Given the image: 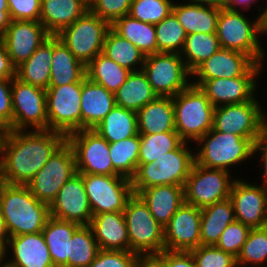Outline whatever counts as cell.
<instances>
[{
  "instance_id": "cell-35",
  "label": "cell",
  "mask_w": 267,
  "mask_h": 267,
  "mask_svg": "<svg viewBox=\"0 0 267 267\" xmlns=\"http://www.w3.org/2000/svg\"><path fill=\"white\" fill-rule=\"evenodd\" d=\"M111 29L120 37L129 40L145 55L158 53L153 24L144 23L127 14L116 19L111 24Z\"/></svg>"
},
{
  "instance_id": "cell-46",
  "label": "cell",
  "mask_w": 267,
  "mask_h": 267,
  "mask_svg": "<svg viewBox=\"0 0 267 267\" xmlns=\"http://www.w3.org/2000/svg\"><path fill=\"white\" fill-rule=\"evenodd\" d=\"M189 252L197 267H237L236 257L214 245H200Z\"/></svg>"
},
{
  "instance_id": "cell-38",
  "label": "cell",
  "mask_w": 267,
  "mask_h": 267,
  "mask_svg": "<svg viewBox=\"0 0 267 267\" xmlns=\"http://www.w3.org/2000/svg\"><path fill=\"white\" fill-rule=\"evenodd\" d=\"M131 73L104 54H98L86 65V77L108 91L115 93Z\"/></svg>"
},
{
  "instance_id": "cell-18",
  "label": "cell",
  "mask_w": 267,
  "mask_h": 267,
  "mask_svg": "<svg viewBox=\"0 0 267 267\" xmlns=\"http://www.w3.org/2000/svg\"><path fill=\"white\" fill-rule=\"evenodd\" d=\"M201 209L184 202L164 227V250L189 252L201 245Z\"/></svg>"
},
{
  "instance_id": "cell-21",
  "label": "cell",
  "mask_w": 267,
  "mask_h": 267,
  "mask_svg": "<svg viewBox=\"0 0 267 267\" xmlns=\"http://www.w3.org/2000/svg\"><path fill=\"white\" fill-rule=\"evenodd\" d=\"M50 36L40 21L11 20L0 40L5 44L12 64L18 67Z\"/></svg>"
},
{
  "instance_id": "cell-47",
  "label": "cell",
  "mask_w": 267,
  "mask_h": 267,
  "mask_svg": "<svg viewBox=\"0 0 267 267\" xmlns=\"http://www.w3.org/2000/svg\"><path fill=\"white\" fill-rule=\"evenodd\" d=\"M250 231L251 228L235 220L224 229L214 246L237 258Z\"/></svg>"
},
{
  "instance_id": "cell-1",
  "label": "cell",
  "mask_w": 267,
  "mask_h": 267,
  "mask_svg": "<svg viewBox=\"0 0 267 267\" xmlns=\"http://www.w3.org/2000/svg\"><path fill=\"white\" fill-rule=\"evenodd\" d=\"M65 141L57 131H5L0 142L1 182L27 185Z\"/></svg>"
},
{
  "instance_id": "cell-5",
  "label": "cell",
  "mask_w": 267,
  "mask_h": 267,
  "mask_svg": "<svg viewBox=\"0 0 267 267\" xmlns=\"http://www.w3.org/2000/svg\"><path fill=\"white\" fill-rule=\"evenodd\" d=\"M257 139L243 138L211 128L196 143L195 163L207 168L223 169L231 172L230 167L252 158ZM198 151V152H197Z\"/></svg>"
},
{
  "instance_id": "cell-29",
  "label": "cell",
  "mask_w": 267,
  "mask_h": 267,
  "mask_svg": "<svg viewBox=\"0 0 267 267\" xmlns=\"http://www.w3.org/2000/svg\"><path fill=\"white\" fill-rule=\"evenodd\" d=\"M49 86H62L82 81L86 66L80 62L63 41L52 36V63Z\"/></svg>"
},
{
  "instance_id": "cell-25",
  "label": "cell",
  "mask_w": 267,
  "mask_h": 267,
  "mask_svg": "<svg viewBox=\"0 0 267 267\" xmlns=\"http://www.w3.org/2000/svg\"><path fill=\"white\" fill-rule=\"evenodd\" d=\"M115 106L114 93L87 77L82 80L81 130L95 129Z\"/></svg>"
},
{
  "instance_id": "cell-13",
  "label": "cell",
  "mask_w": 267,
  "mask_h": 267,
  "mask_svg": "<svg viewBox=\"0 0 267 267\" xmlns=\"http://www.w3.org/2000/svg\"><path fill=\"white\" fill-rule=\"evenodd\" d=\"M82 81L46 89L48 130L65 136L81 130Z\"/></svg>"
},
{
  "instance_id": "cell-20",
  "label": "cell",
  "mask_w": 267,
  "mask_h": 267,
  "mask_svg": "<svg viewBox=\"0 0 267 267\" xmlns=\"http://www.w3.org/2000/svg\"><path fill=\"white\" fill-rule=\"evenodd\" d=\"M49 209L54 218L80 225L90 224L92 211L80 173L77 172L63 185Z\"/></svg>"
},
{
  "instance_id": "cell-39",
  "label": "cell",
  "mask_w": 267,
  "mask_h": 267,
  "mask_svg": "<svg viewBox=\"0 0 267 267\" xmlns=\"http://www.w3.org/2000/svg\"><path fill=\"white\" fill-rule=\"evenodd\" d=\"M221 48L216 33L188 34L180 56L192 73L201 63Z\"/></svg>"
},
{
  "instance_id": "cell-42",
  "label": "cell",
  "mask_w": 267,
  "mask_h": 267,
  "mask_svg": "<svg viewBox=\"0 0 267 267\" xmlns=\"http://www.w3.org/2000/svg\"><path fill=\"white\" fill-rule=\"evenodd\" d=\"M183 142L177 132L140 135L139 164L153 163Z\"/></svg>"
},
{
  "instance_id": "cell-32",
  "label": "cell",
  "mask_w": 267,
  "mask_h": 267,
  "mask_svg": "<svg viewBox=\"0 0 267 267\" xmlns=\"http://www.w3.org/2000/svg\"><path fill=\"white\" fill-rule=\"evenodd\" d=\"M52 63V35L18 67L16 78L20 81L46 90L49 87Z\"/></svg>"
},
{
  "instance_id": "cell-22",
  "label": "cell",
  "mask_w": 267,
  "mask_h": 267,
  "mask_svg": "<svg viewBox=\"0 0 267 267\" xmlns=\"http://www.w3.org/2000/svg\"><path fill=\"white\" fill-rule=\"evenodd\" d=\"M7 248L12 256L5 267H55L42 232L11 236Z\"/></svg>"
},
{
  "instance_id": "cell-8",
  "label": "cell",
  "mask_w": 267,
  "mask_h": 267,
  "mask_svg": "<svg viewBox=\"0 0 267 267\" xmlns=\"http://www.w3.org/2000/svg\"><path fill=\"white\" fill-rule=\"evenodd\" d=\"M111 24L89 9L73 24L56 36L85 66L103 51V45Z\"/></svg>"
},
{
  "instance_id": "cell-2",
  "label": "cell",
  "mask_w": 267,
  "mask_h": 267,
  "mask_svg": "<svg viewBox=\"0 0 267 267\" xmlns=\"http://www.w3.org/2000/svg\"><path fill=\"white\" fill-rule=\"evenodd\" d=\"M0 212L11 236L42 232L49 204L39 201L26 185L0 183Z\"/></svg>"
},
{
  "instance_id": "cell-48",
  "label": "cell",
  "mask_w": 267,
  "mask_h": 267,
  "mask_svg": "<svg viewBox=\"0 0 267 267\" xmlns=\"http://www.w3.org/2000/svg\"><path fill=\"white\" fill-rule=\"evenodd\" d=\"M133 0H92L89 10L112 24L116 19L129 14Z\"/></svg>"
},
{
  "instance_id": "cell-36",
  "label": "cell",
  "mask_w": 267,
  "mask_h": 267,
  "mask_svg": "<svg viewBox=\"0 0 267 267\" xmlns=\"http://www.w3.org/2000/svg\"><path fill=\"white\" fill-rule=\"evenodd\" d=\"M108 143H114L138 134L137 112L115 106L93 129Z\"/></svg>"
},
{
  "instance_id": "cell-56",
  "label": "cell",
  "mask_w": 267,
  "mask_h": 267,
  "mask_svg": "<svg viewBox=\"0 0 267 267\" xmlns=\"http://www.w3.org/2000/svg\"><path fill=\"white\" fill-rule=\"evenodd\" d=\"M10 22L8 9H0V39L5 35Z\"/></svg>"
},
{
  "instance_id": "cell-9",
  "label": "cell",
  "mask_w": 267,
  "mask_h": 267,
  "mask_svg": "<svg viewBox=\"0 0 267 267\" xmlns=\"http://www.w3.org/2000/svg\"><path fill=\"white\" fill-rule=\"evenodd\" d=\"M223 169L207 168L194 163L184 185V202L203 209L229 198L237 179Z\"/></svg>"
},
{
  "instance_id": "cell-58",
  "label": "cell",
  "mask_w": 267,
  "mask_h": 267,
  "mask_svg": "<svg viewBox=\"0 0 267 267\" xmlns=\"http://www.w3.org/2000/svg\"><path fill=\"white\" fill-rule=\"evenodd\" d=\"M8 238L9 237H0V267H5L7 261L6 258L8 257Z\"/></svg>"
},
{
  "instance_id": "cell-30",
  "label": "cell",
  "mask_w": 267,
  "mask_h": 267,
  "mask_svg": "<svg viewBox=\"0 0 267 267\" xmlns=\"http://www.w3.org/2000/svg\"><path fill=\"white\" fill-rule=\"evenodd\" d=\"M172 12L186 34L216 33L220 8L194 3H173Z\"/></svg>"
},
{
  "instance_id": "cell-40",
  "label": "cell",
  "mask_w": 267,
  "mask_h": 267,
  "mask_svg": "<svg viewBox=\"0 0 267 267\" xmlns=\"http://www.w3.org/2000/svg\"><path fill=\"white\" fill-rule=\"evenodd\" d=\"M113 169L121 176L131 179L139 164L140 134L109 143Z\"/></svg>"
},
{
  "instance_id": "cell-60",
  "label": "cell",
  "mask_w": 267,
  "mask_h": 267,
  "mask_svg": "<svg viewBox=\"0 0 267 267\" xmlns=\"http://www.w3.org/2000/svg\"><path fill=\"white\" fill-rule=\"evenodd\" d=\"M0 237H9L5 221L3 216L1 215V212H0Z\"/></svg>"
},
{
  "instance_id": "cell-26",
  "label": "cell",
  "mask_w": 267,
  "mask_h": 267,
  "mask_svg": "<svg viewBox=\"0 0 267 267\" xmlns=\"http://www.w3.org/2000/svg\"><path fill=\"white\" fill-rule=\"evenodd\" d=\"M148 205L155 220L165 227L184 203V186L155 185L138 194Z\"/></svg>"
},
{
  "instance_id": "cell-55",
  "label": "cell",
  "mask_w": 267,
  "mask_h": 267,
  "mask_svg": "<svg viewBox=\"0 0 267 267\" xmlns=\"http://www.w3.org/2000/svg\"><path fill=\"white\" fill-rule=\"evenodd\" d=\"M137 267H165L155 256H140Z\"/></svg>"
},
{
  "instance_id": "cell-52",
  "label": "cell",
  "mask_w": 267,
  "mask_h": 267,
  "mask_svg": "<svg viewBox=\"0 0 267 267\" xmlns=\"http://www.w3.org/2000/svg\"><path fill=\"white\" fill-rule=\"evenodd\" d=\"M155 257L165 267H197L190 252L163 250Z\"/></svg>"
},
{
  "instance_id": "cell-63",
  "label": "cell",
  "mask_w": 267,
  "mask_h": 267,
  "mask_svg": "<svg viewBox=\"0 0 267 267\" xmlns=\"http://www.w3.org/2000/svg\"><path fill=\"white\" fill-rule=\"evenodd\" d=\"M264 25H265V35L267 37V21H264Z\"/></svg>"
},
{
  "instance_id": "cell-14",
  "label": "cell",
  "mask_w": 267,
  "mask_h": 267,
  "mask_svg": "<svg viewBox=\"0 0 267 267\" xmlns=\"http://www.w3.org/2000/svg\"><path fill=\"white\" fill-rule=\"evenodd\" d=\"M76 173L73 150L65 141L26 186L39 201L50 205L63 185Z\"/></svg>"
},
{
  "instance_id": "cell-11",
  "label": "cell",
  "mask_w": 267,
  "mask_h": 267,
  "mask_svg": "<svg viewBox=\"0 0 267 267\" xmlns=\"http://www.w3.org/2000/svg\"><path fill=\"white\" fill-rule=\"evenodd\" d=\"M256 96L251 101L215 107L213 128L216 131L258 139L267 127V116Z\"/></svg>"
},
{
  "instance_id": "cell-28",
  "label": "cell",
  "mask_w": 267,
  "mask_h": 267,
  "mask_svg": "<svg viewBox=\"0 0 267 267\" xmlns=\"http://www.w3.org/2000/svg\"><path fill=\"white\" fill-rule=\"evenodd\" d=\"M140 135L176 132L172 97L158 96L137 111Z\"/></svg>"
},
{
  "instance_id": "cell-64",
  "label": "cell",
  "mask_w": 267,
  "mask_h": 267,
  "mask_svg": "<svg viewBox=\"0 0 267 267\" xmlns=\"http://www.w3.org/2000/svg\"><path fill=\"white\" fill-rule=\"evenodd\" d=\"M83 1L89 6L92 0H83Z\"/></svg>"
},
{
  "instance_id": "cell-59",
  "label": "cell",
  "mask_w": 267,
  "mask_h": 267,
  "mask_svg": "<svg viewBox=\"0 0 267 267\" xmlns=\"http://www.w3.org/2000/svg\"><path fill=\"white\" fill-rule=\"evenodd\" d=\"M190 3L222 8V0H188Z\"/></svg>"
},
{
  "instance_id": "cell-51",
  "label": "cell",
  "mask_w": 267,
  "mask_h": 267,
  "mask_svg": "<svg viewBox=\"0 0 267 267\" xmlns=\"http://www.w3.org/2000/svg\"><path fill=\"white\" fill-rule=\"evenodd\" d=\"M12 79L0 80V129L5 132L12 130Z\"/></svg>"
},
{
  "instance_id": "cell-12",
  "label": "cell",
  "mask_w": 267,
  "mask_h": 267,
  "mask_svg": "<svg viewBox=\"0 0 267 267\" xmlns=\"http://www.w3.org/2000/svg\"><path fill=\"white\" fill-rule=\"evenodd\" d=\"M80 174L121 176L114 169L109 143L93 129H82L66 136Z\"/></svg>"
},
{
  "instance_id": "cell-23",
  "label": "cell",
  "mask_w": 267,
  "mask_h": 267,
  "mask_svg": "<svg viewBox=\"0 0 267 267\" xmlns=\"http://www.w3.org/2000/svg\"><path fill=\"white\" fill-rule=\"evenodd\" d=\"M256 62L248 55L220 48L192 73L198 79L235 78L244 76Z\"/></svg>"
},
{
  "instance_id": "cell-65",
  "label": "cell",
  "mask_w": 267,
  "mask_h": 267,
  "mask_svg": "<svg viewBox=\"0 0 267 267\" xmlns=\"http://www.w3.org/2000/svg\"><path fill=\"white\" fill-rule=\"evenodd\" d=\"M3 133L4 132L0 129V142H1V138H2Z\"/></svg>"
},
{
  "instance_id": "cell-7",
  "label": "cell",
  "mask_w": 267,
  "mask_h": 267,
  "mask_svg": "<svg viewBox=\"0 0 267 267\" xmlns=\"http://www.w3.org/2000/svg\"><path fill=\"white\" fill-rule=\"evenodd\" d=\"M130 251L139 256H155L164 250V227L151 214L143 199L133 194L123 211Z\"/></svg>"
},
{
  "instance_id": "cell-44",
  "label": "cell",
  "mask_w": 267,
  "mask_h": 267,
  "mask_svg": "<svg viewBox=\"0 0 267 267\" xmlns=\"http://www.w3.org/2000/svg\"><path fill=\"white\" fill-rule=\"evenodd\" d=\"M155 26L158 53L180 54L187 34L173 12Z\"/></svg>"
},
{
  "instance_id": "cell-34",
  "label": "cell",
  "mask_w": 267,
  "mask_h": 267,
  "mask_svg": "<svg viewBox=\"0 0 267 267\" xmlns=\"http://www.w3.org/2000/svg\"><path fill=\"white\" fill-rule=\"evenodd\" d=\"M114 95L117 106L135 112L158 97L142 70L131 72Z\"/></svg>"
},
{
  "instance_id": "cell-62",
  "label": "cell",
  "mask_w": 267,
  "mask_h": 267,
  "mask_svg": "<svg viewBox=\"0 0 267 267\" xmlns=\"http://www.w3.org/2000/svg\"><path fill=\"white\" fill-rule=\"evenodd\" d=\"M0 9H8L7 0H0Z\"/></svg>"
},
{
  "instance_id": "cell-19",
  "label": "cell",
  "mask_w": 267,
  "mask_h": 267,
  "mask_svg": "<svg viewBox=\"0 0 267 267\" xmlns=\"http://www.w3.org/2000/svg\"><path fill=\"white\" fill-rule=\"evenodd\" d=\"M253 184L236 179L229 196L235 219L251 229L264 227L267 218V189Z\"/></svg>"
},
{
  "instance_id": "cell-4",
  "label": "cell",
  "mask_w": 267,
  "mask_h": 267,
  "mask_svg": "<svg viewBox=\"0 0 267 267\" xmlns=\"http://www.w3.org/2000/svg\"><path fill=\"white\" fill-rule=\"evenodd\" d=\"M187 145L183 142L153 163L138 164L131 178L133 194L155 185L184 186L195 163V152Z\"/></svg>"
},
{
  "instance_id": "cell-3",
  "label": "cell",
  "mask_w": 267,
  "mask_h": 267,
  "mask_svg": "<svg viewBox=\"0 0 267 267\" xmlns=\"http://www.w3.org/2000/svg\"><path fill=\"white\" fill-rule=\"evenodd\" d=\"M259 6L258 16L253 22L242 11L221 8L217 21L216 35L221 48L237 51L250 56L257 64L265 61L264 48L259 36L265 34L264 19L267 6Z\"/></svg>"
},
{
  "instance_id": "cell-50",
  "label": "cell",
  "mask_w": 267,
  "mask_h": 267,
  "mask_svg": "<svg viewBox=\"0 0 267 267\" xmlns=\"http://www.w3.org/2000/svg\"><path fill=\"white\" fill-rule=\"evenodd\" d=\"M11 20L40 21L41 0H7Z\"/></svg>"
},
{
  "instance_id": "cell-54",
  "label": "cell",
  "mask_w": 267,
  "mask_h": 267,
  "mask_svg": "<svg viewBox=\"0 0 267 267\" xmlns=\"http://www.w3.org/2000/svg\"><path fill=\"white\" fill-rule=\"evenodd\" d=\"M260 152L262 155L260 156V160L263 161V174L262 187L267 189V127L262 131L259 138L256 140L254 144V156L256 153Z\"/></svg>"
},
{
  "instance_id": "cell-31",
  "label": "cell",
  "mask_w": 267,
  "mask_h": 267,
  "mask_svg": "<svg viewBox=\"0 0 267 267\" xmlns=\"http://www.w3.org/2000/svg\"><path fill=\"white\" fill-rule=\"evenodd\" d=\"M80 224L50 216L42 235L55 267H68L69 241Z\"/></svg>"
},
{
  "instance_id": "cell-16",
  "label": "cell",
  "mask_w": 267,
  "mask_h": 267,
  "mask_svg": "<svg viewBox=\"0 0 267 267\" xmlns=\"http://www.w3.org/2000/svg\"><path fill=\"white\" fill-rule=\"evenodd\" d=\"M81 175L92 216L124 211L126 202L133 195L131 179L124 176Z\"/></svg>"
},
{
  "instance_id": "cell-53",
  "label": "cell",
  "mask_w": 267,
  "mask_h": 267,
  "mask_svg": "<svg viewBox=\"0 0 267 267\" xmlns=\"http://www.w3.org/2000/svg\"><path fill=\"white\" fill-rule=\"evenodd\" d=\"M16 77V67L12 64L5 44L0 40V80Z\"/></svg>"
},
{
  "instance_id": "cell-10",
  "label": "cell",
  "mask_w": 267,
  "mask_h": 267,
  "mask_svg": "<svg viewBox=\"0 0 267 267\" xmlns=\"http://www.w3.org/2000/svg\"><path fill=\"white\" fill-rule=\"evenodd\" d=\"M142 71L160 97H174L191 84V73L178 53L146 55Z\"/></svg>"
},
{
  "instance_id": "cell-61",
  "label": "cell",
  "mask_w": 267,
  "mask_h": 267,
  "mask_svg": "<svg viewBox=\"0 0 267 267\" xmlns=\"http://www.w3.org/2000/svg\"><path fill=\"white\" fill-rule=\"evenodd\" d=\"M235 0H222V8H229Z\"/></svg>"
},
{
  "instance_id": "cell-41",
  "label": "cell",
  "mask_w": 267,
  "mask_h": 267,
  "mask_svg": "<svg viewBox=\"0 0 267 267\" xmlns=\"http://www.w3.org/2000/svg\"><path fill=\"white\" fill-rule=\"evenodd\" d=\"M99 247L89 225H81L69 241L68 267H88Z\"/></svg>"
},
{
  "instance_id": "cell-49",
  "label": "cell",
  "mask_w": 267,
  "mask_h": 267,
  "mask_svg": "<svg viewBox=\"0 0 267 267\" xmlns=\"http://www.w3.org/2000/svg\"><path fill=\"white\" fill-rule=\"evenodd\" d=\"M139 257L131 251L99 250L88 267H137Z\"/></svg>"
},
{
  "instance_id": "cell-43",
  "label": "cell",
  "mask_w": 267,
  "mask_h": 267,
  "mask_svg": "<svg viewBox=\"0 0 267 267\" xmlns=\"http://www.w3.org/2000/svg\"><path fill=\"white\" fill-rule=\"evenodd\" d=\"M236 262L237 267H267L266 226L251 229Z\"/></svg>"
},
{
  "instance_id": "cell-24",
  "label": "cell",
  "mask_w": 267,
  "mask_h": 267,
  "mask_svg": "<svg viewBox=\"0 0 267 267\" xmlns=\"http://www.w3.org/2000/svg\"><path fill=\"white\" fill-rule=\"evenodd\" d=\"M100 250L130 251L123 212L100 213L89 224Z\"/></svg>"
},
{
  "instance_id": "cell-37",
  "label": "cell",
  "mask_w": 267,
  "mask_h": 267,
  "mask_svg": "<svg viewBox=\"0 0 267 267\" xmlns=\"http://www.w3.org/2000/svg\"><path fill=\"white\" fill-rule=\"evenodd\" d=\"M102 54L131 72L142 70L146 56L129 40L120 37L112 29L107 32Z\"/></svg>"
},
{
  "instance_id": "cell-45",
  "label": "cell",
  "mask_w": 267,
  "mask_h": 267,
  "mask_svg": "<svg viewBox=\"0 0 267 267\" xmlns=\"http://www.w3.org/2000/svg\"><path fill=\"white\" fill-rule=\"evenodd\" d=\"M174 2L172 0H133L128 15L144 23L156 25L172 12Z\"/></svg>"
},
{
  "instance_id": "cell-33",
  "label": "cell",
  "mask_w": 267,
  "mask_h": 267,
  "mask_svg": "<svg viewBox=\"0 0 267 267\" xmlns=\"http://www.w3.org/2000/svg\"><path fill=\"white\" fill-rule=\"evenodd\" d=\"M235 220L230 198L201 209V245H215L224 229Z\"/></svg>"
},
{
  "instance_id": "cell-57",
  "label": "cell",
  "mask_w": 267,
  "mask_h": 267,
  "mask_svg": "<svg viewBox=\"0 0 267 267\" xmlns=\"http://www.w3.org/2000/svg\"><path fill=\"white\" fill-rule=\"evenodd\" d=\"M255 1L257 2L258 0H235L234 3L228 9L233 11H247L252 5L255 4Z\"/></svg>"
},
{
  "instance_id": "cell-6",
  "label": "cell",
  "mask_w": 267,
  "mask_h": 267,
  "mask_svg": "<svg viewBox=\"0 0 267 267\" xmlns=\"http://www.w3.org/2000/svg\"><path fill=\"white\" fill-rule=\"evenodd\" d=\"M172 101L176 132L184 142H197L213 128L215 107L198 86L190 84Z\"/></svg>"
},
{
  "instance_id": "cell-27",
  "label": "cell",
  "mask_w": 267,
  "mask_h": 267,
  "mask_svg": "<svg viewBox=\"0 0 267 267\" xmlns=\"http://www.w3.org/2000/svg\"><path fill=\"white\" fill-rule=\"evenodd\" d=\"M88 9L83 0H41L40 22L50 35L56 36Z\"/></svg>"
},
{
  "instance_id": "cell-15",
  "label": "cell",
  "mask_w": 267,
  "mask_h": 267,
  "mask_svg": "<svg viewBox=\"0 0 267 267\" xmlns=\"http://www.w3.org/2000/svg\"><path fill=\"white\" fill-rule=\"evenodd\" d=\"M11 92L12 130H48L46 90L14 77Z\"/></svg>"
},
{
  "instance_id": "cell-17",
  "label": "cell",
  "mask_w": 267,
  "mask_h": 267,
  "mask_svg": "<svg viewBox=\"0 0 267 267\" xmlns=\"http://www.w3.org/2000/svg\"><path fill=\"white\" fill-rule=\"evenodd\" d=\"M263 64H255L244 76L235 78L197 79L191 84L198 86L214 107L251 101L255 97ZM256 78V79H255Z\"/></svg>"
}]
</instances>
